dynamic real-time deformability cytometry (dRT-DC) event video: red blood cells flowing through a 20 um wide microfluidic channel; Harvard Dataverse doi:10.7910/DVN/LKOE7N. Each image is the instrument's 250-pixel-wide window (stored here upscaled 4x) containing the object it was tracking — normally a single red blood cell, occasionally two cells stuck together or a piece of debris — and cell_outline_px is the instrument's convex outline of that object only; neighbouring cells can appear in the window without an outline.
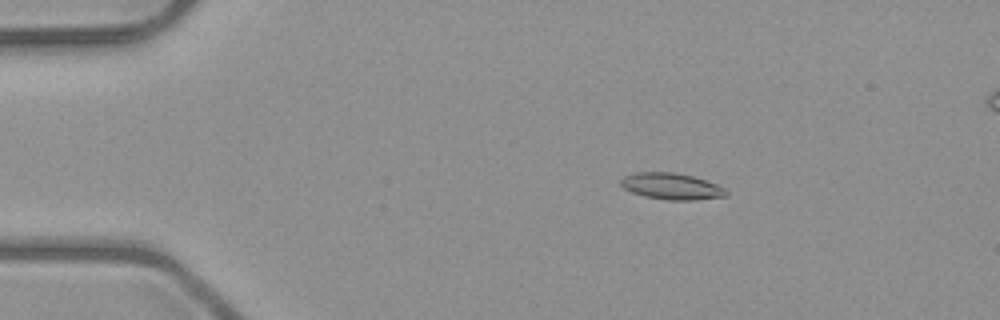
{"species": "common noctule bat (a hibernating species)", "species_latin": "Nyctalus noctula", "temperature_condition": "room temperature", "stored_images_in_passage": 51, "camera_frame_rate_fps": 3000, "um_per_image_px": 0.085, "animal": {"sex": "male", "body_mass_g": 23.1, "forearm_length_mm": 52.7}, "frame": {"image": 1, "passage_image": 9, "time_ms": 2.667, "image_size_px": [1000, 320], "cell_outline_px": [[728, 196], [692, 200], [668, 200], [644, 196], [632, 192], [624, 188], [620, 184], [620, 180], [624, 176], [636, 172], [672, 172], [692, 176], [716, 184], [724, 188], [728, 192]], "centroid_in_image_um": [57.07, 15.83], "position_along_channel_um": 27.9, "area_um2": 16.13}}
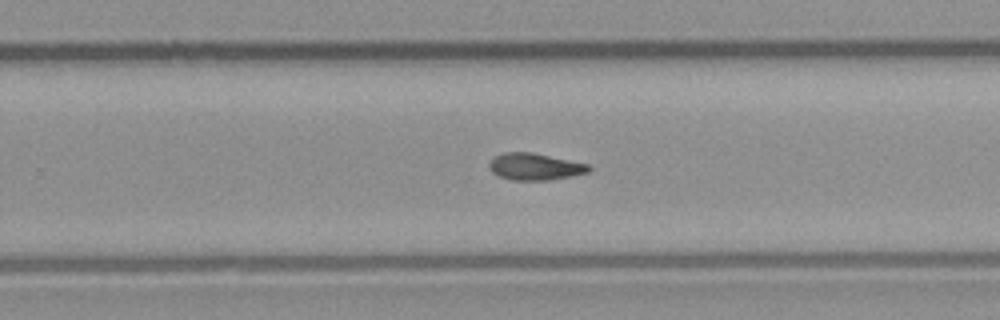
{"frame": {"image": 2, "passage_image": 33, "time_ms": 10.667, "image_size_px": [1000, 320], "cell_outline_px": [[592, 168], [588, 172], [572, 176], [548, 180], [508, 180], [496, 176], [492, 172], [488, 164], [496, 156], [504, 152], [532, 152], [588, 164]], "centroid_in_image_um": [45.45, 14.17], "position_along_channel_um": 284.4, "area_um2": 15.61}}
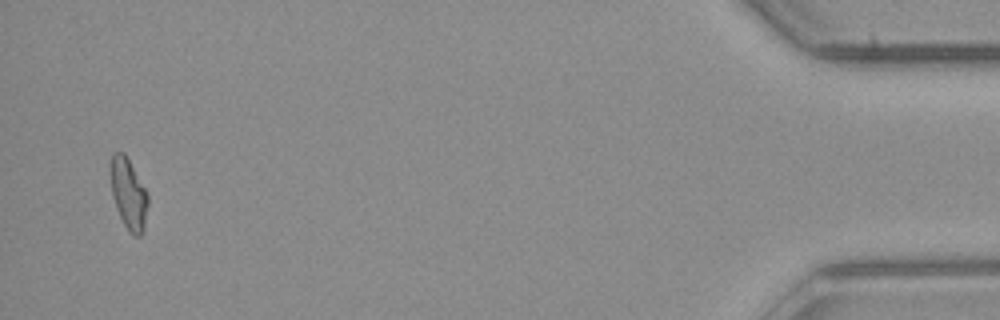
{"frame": {"image": 3, "passage_image": 50, "time_ms": 16.333, "image_size_px": [1000, 320], "cell_outline_px": [[148, 204], [144, 228], [140, 236], [132, 236], [128, 232], [116, 208], [112, 196], [112, 156], [116, 152], [124, 152], [148, 192]], "centroid_in_image_um": [10.96, 16.53], "position_along_channel_um": 424.2, "area_um2": 15.2}}